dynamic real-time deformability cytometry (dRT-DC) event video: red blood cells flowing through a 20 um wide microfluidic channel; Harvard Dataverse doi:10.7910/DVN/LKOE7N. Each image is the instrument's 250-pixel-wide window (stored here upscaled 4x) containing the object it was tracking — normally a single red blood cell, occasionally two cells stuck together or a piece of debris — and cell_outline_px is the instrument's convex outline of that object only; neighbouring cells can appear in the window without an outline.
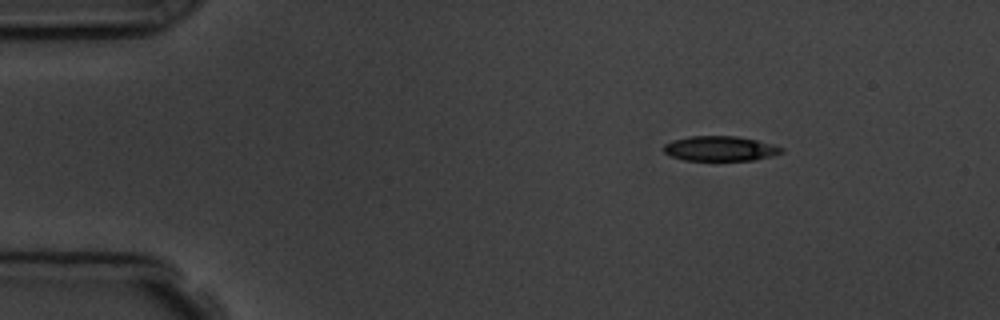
{"species": "common noctule bat (a hibernating species)", "species_latin": "Nyctalus noctula", "temperature_condition": "room temperature", "stored_images_in_passage": 5, "camera_frame_rate_fps": 3000, "um_per_image_px": 0.085, "animal": {"sex": "male", "body_mass_g": 19.5, "forearm_length_mm": 54.6}, "frame": {"image": 1, "passage_image": 1, "time_ms": 0.0, "image_size_px": [1000, 320], "cell_outline_px": [[784, 152], [772, 156], [756, 160], [684, 160], [672, 156], [664, 152], [660, 148], [664, 144], [672, 140], [688, 136], [736, 136], [756, 140], [772, 144], [784, 148]], "centroid_in_image_um": [61.19, 12.62], "position_along_channel_um": 23.8, "area_um2": 17.22}}
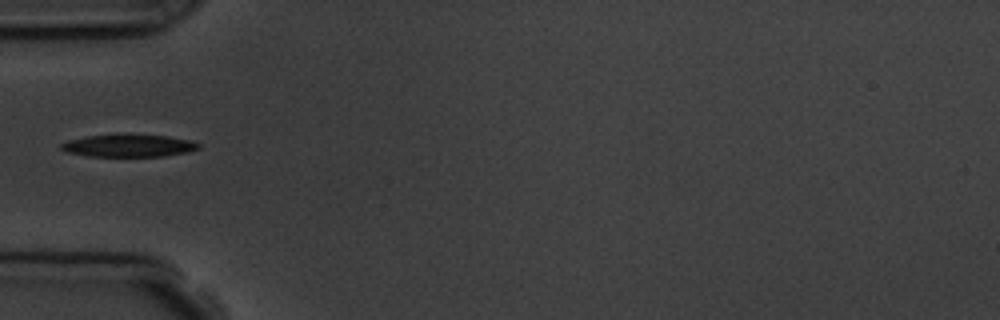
{"frame": {"image": 2, "passage_image": 4, "time_ms": 3.333, "image_size_px": [1000, 320], "cell_outline_px": [[200, 148], [188, 152], [164, 156], [88, 156], [68, 152], [60, 148], [60, 144], [68, 140], [88, 136], [168, 136], [192, 140], [200, 144]], "centroid_in_image_um": [10.98, 12.4], "position_along_channel_um": 74.0, "area_um2": 17.4}}